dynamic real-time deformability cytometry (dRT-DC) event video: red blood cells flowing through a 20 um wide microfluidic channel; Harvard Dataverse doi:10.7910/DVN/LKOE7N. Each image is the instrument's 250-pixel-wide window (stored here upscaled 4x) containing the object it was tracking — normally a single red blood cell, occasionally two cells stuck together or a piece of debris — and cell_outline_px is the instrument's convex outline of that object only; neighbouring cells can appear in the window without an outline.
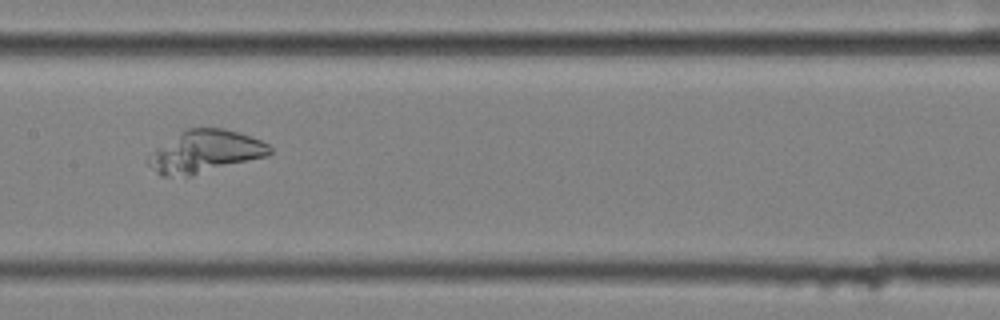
{"species": "common noctule bat (a hibernating species)", "species_latin": "Nyctalus noctula", "temperature_condition": "cold", "stored_images_in_passage": 42, "camera_frame_rate_fps": 3000, "um_per_image_px": 0.085, "animal": {"sex": "female", "body_mass_g": 25.1}, "frame": {"image": 1, "passage_image": 16, "time_ms": 5.0, "image_size_px": [1000, 320], "cell_outline_px": [[272, 152], [268, 156], [192, 176], [160, 176], [148, 164], [148, 156], [156, 148], [180, 132], [188, 128], [224, 128], [260, 140], [268, 144], [272, 148]], "centroid_in_image_um": [17.44, 12.9], "position_along_channel_um": 190.0, "area_um2": 29.88}}
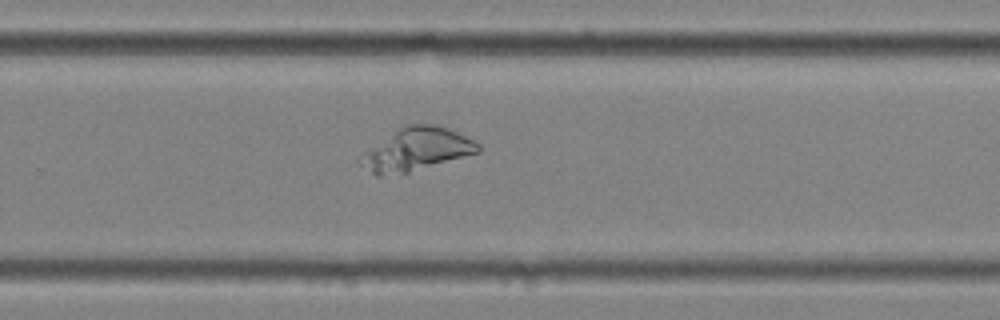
{"frame": {"image": 2, "passage_image": 25, "time_ms": 8.0, "image_size_px": [1000, 320], "cell_outline_px": [[480, 152], [408, 172], [380, 176], [376, 176], [360, 164], [368, 152], [400, 128], [408, 124], [436, 124], [448, 128], [480, 144]], "centroid_in_image_um": [35.5, 12.7], "position_along_channel_um": 294.3, "area_um2": 27.98}}
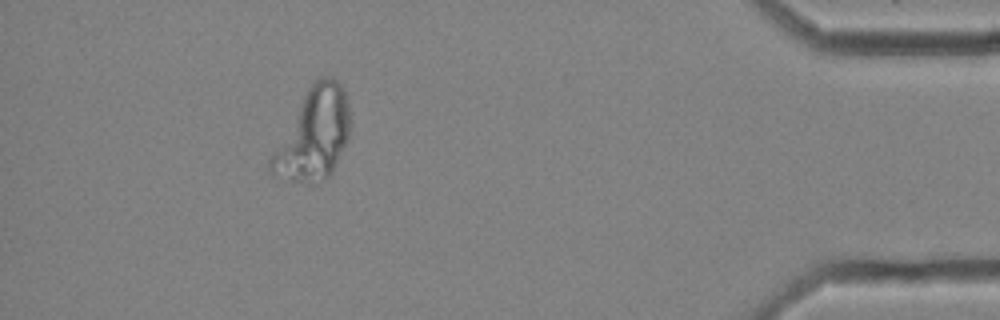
{"frame": {"image": 3, "passage_image": 39, "time_ms": 12.667, "image_size_px": [1000, 320], "cell_outline_px": [[348, 140], [328, 176], [312, 184], [308, 184], [276, 176], [268, 168], [268, 160], [308, 88], [320, 76], [332, 76], [344, 88], [348, 104]], "centroid_in_image_um": [26.64, 11.42], "position_along_channel_um": 408.6, "area_um2": 41.1}}